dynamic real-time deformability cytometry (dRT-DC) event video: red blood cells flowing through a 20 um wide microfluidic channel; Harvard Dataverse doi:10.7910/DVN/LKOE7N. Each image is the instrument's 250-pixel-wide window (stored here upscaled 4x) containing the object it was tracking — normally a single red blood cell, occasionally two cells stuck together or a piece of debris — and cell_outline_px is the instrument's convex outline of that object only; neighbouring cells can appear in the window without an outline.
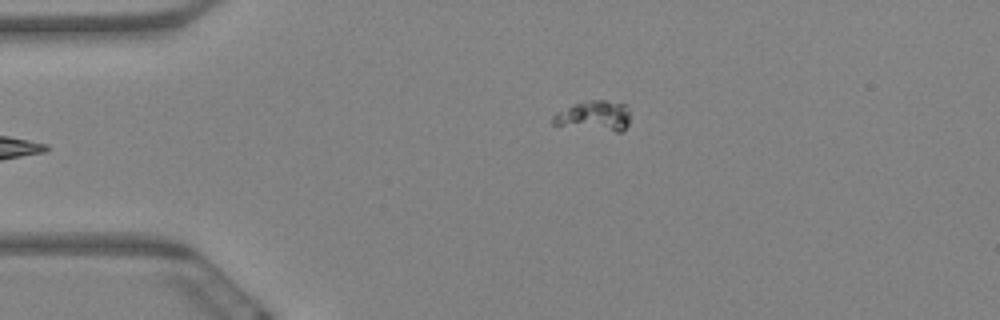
{"species": "Egyptian fruit bat (a non-hibernating species)", "species_latin": "Rousettus aegyptiacus", "temperature_condition": "warm", "stored_images_in_passage": 6, "camera_frame_rate_fps": 3000, "um_per_image_px": 0.085, "animal": {"sex": "female"}, "frame": {"image": 1, "passage_image": 6, "time_ms": 1.667, "image_size_px": [1000, 320], "cell_outline_px": [[628, 124], [620, 132], [616, 132], [552, 124], [552, 116], [556, 112], [576, 104], [588, 100], [604, 100], [628, 104]], "centroid_in_image_um": [50.52, 9.84], "position_along_channel_um": 34.5, "area_um2": 13.41}}